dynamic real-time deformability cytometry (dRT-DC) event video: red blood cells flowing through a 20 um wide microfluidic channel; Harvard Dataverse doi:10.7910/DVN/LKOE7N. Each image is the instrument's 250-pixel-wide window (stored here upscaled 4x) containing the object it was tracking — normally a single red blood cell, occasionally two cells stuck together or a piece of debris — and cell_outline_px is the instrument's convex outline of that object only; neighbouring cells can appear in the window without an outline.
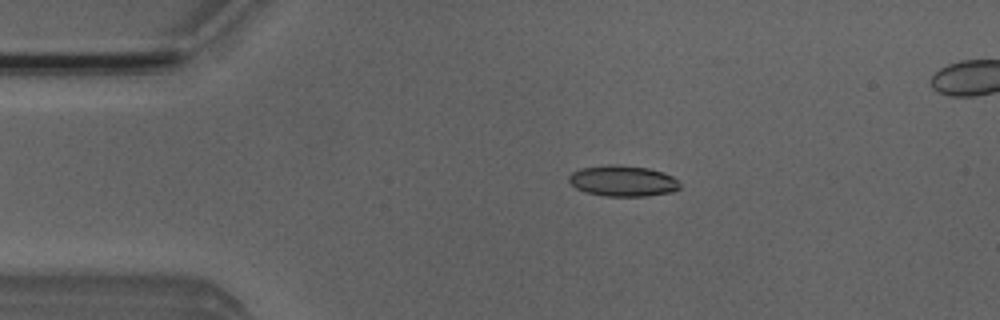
{"species": "Egyptian fruit bat (a non-hibernating species)", "species_latin": "Rousettus aegyptiacus", "temperature_condition": "room temperature", "stored_images_in_passage": 5, "segment_of_instrument_passage": [1, 2], "camera_frame_rate_fps": 3000, "um_per_image_px": 0.085, "animal": {"sex": "male"}, "frame": {"image": 1, "passage_image": 3, "time_ms": 2.333, "image_size_px": [1000, 320], "cell_outline_px": [[680, 188], [672, 192], [648, 196], [604, 196], [584, 192], [576, 188], [568, 180], [568, 176], [572, 172], [580, 168], [648, 168], [664, 172], [680, 180]], "centroid_in_image_um": [53.0, 15.44], "position_along_channel_um": 32.0, "area_um2": 19.19}}